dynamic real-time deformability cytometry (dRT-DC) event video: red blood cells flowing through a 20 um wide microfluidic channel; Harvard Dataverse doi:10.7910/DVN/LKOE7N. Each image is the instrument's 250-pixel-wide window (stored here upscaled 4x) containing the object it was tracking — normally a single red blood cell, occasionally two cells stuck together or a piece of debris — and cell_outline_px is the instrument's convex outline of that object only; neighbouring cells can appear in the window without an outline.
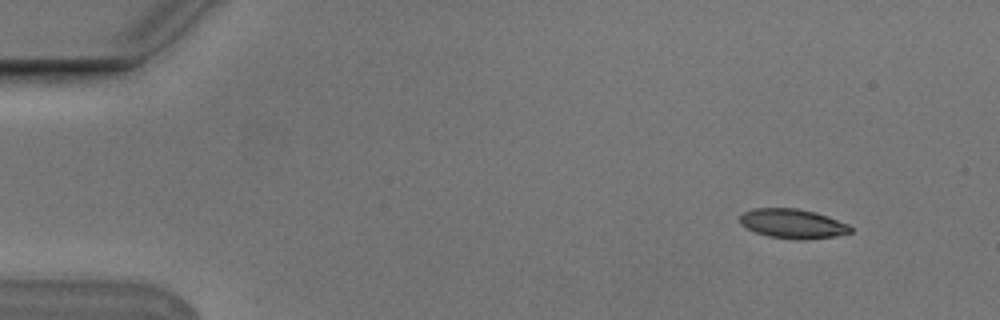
{"species": "Egyptian fruit bat (a non-hibernating species)", "species_latin": "Rousettus aegyptiacus", "temperature_condition": "cold", "stored_images_in_passage": 4, "camera_frame_rate_fps": 3000, "um_per_image_px": 0.085, "animal": {"sex": "male"}, "frame": {"image": 1, "passage_image": 1, "time_ms": 0.0, "image_size_px": [1000, 320], "cell_outline_px": [[852, 232], [836, 236], [804, 240], [796, 240], [768, 236], [756, 232], [740, 224], [740, 216], [744, 212], [752, 208], [796, 208], [816, 212], [828, 216], [848, 224], [852, 228]], "centroid_in_image_um": [67.39, 19.01], "position_along_channel_um": 17.6, "area_um2": 19.07}}
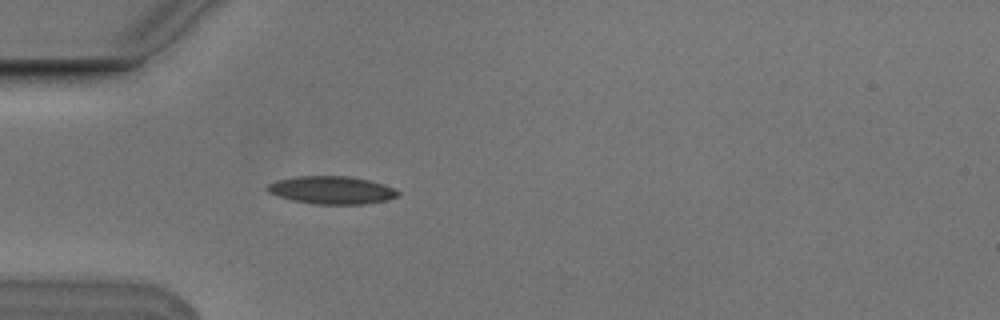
{"frame": {"image": 2, "passage_image": 4, "time_ms": 1.0, "image_size_px": [1000, 320], "cell_outline_px": [[400, 196], [388, 200], [364, 204], [316, 204], [292, 200], [268, 192], [264, 188], [268, 184], [276, 180], [296, 176], [348, 176], [368, 180], [384, 184], [396, 188], [400, 192]], "centroid_in_image_um": [28.22, 16.15], "position_along_channel_um": 56.8, "area_um2": 21.33}}